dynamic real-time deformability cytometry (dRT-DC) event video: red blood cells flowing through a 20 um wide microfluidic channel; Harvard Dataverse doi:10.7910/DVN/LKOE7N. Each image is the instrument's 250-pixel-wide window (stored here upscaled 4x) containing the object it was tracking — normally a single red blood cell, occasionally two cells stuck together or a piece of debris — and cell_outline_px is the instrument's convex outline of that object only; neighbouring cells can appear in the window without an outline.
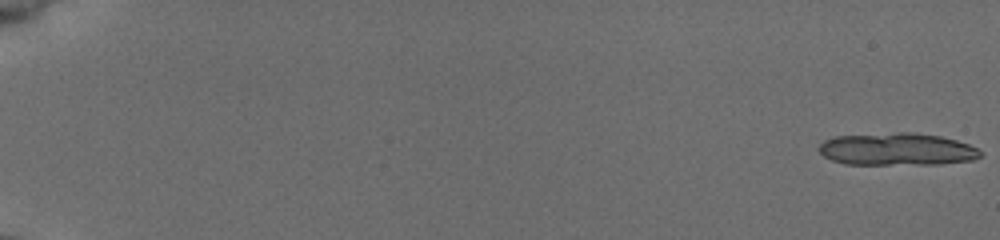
{"species": "common noctule bat (a hibernating species)", "species_latin": "Nyctalus noctula", "temperature_condition": "cold", "stored_images_in_passage": 16, "camera_frame_rate_fps": 3000, "um_per_image_px": 0.085, "animal": {"sex": "female", "body_mass_g": 19.5, "forearm_length_mm": 54.1}, "frame": {"image": 1, "passage_image": 1, "time_ms": 0.0, "image_size_px": [1000, 240], "cell_outline_px": [[980, 156], [972, 160], [940, 164], [844, 164], [832, 160], [824, 156], [820, 152], [820, 144], [824, 140], [836, 136], [900, 132], [916, 132], [940, 136], [956, 140], [968, 144], [976, 148], [980, 152]], "centroid_in_image_um": [76.23, 12.68], "position_along_channel_um": 8.8, "area_um2": 30.4}}
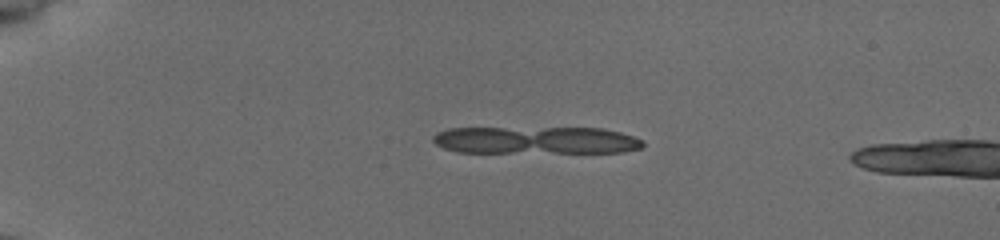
{"frame": {"image": 2, "passage_image": 14, "time_ms": 4.333, "image_size_px": [1000, 240], "cell_outline_px": [[644, 148], [624, 152], [456, 152], [444, 148], [436, 144], [432, 140], [432, 136], [436, 132], [448, 128], [600, 128], [620, 132], [644, 140]], "centroid_in_image_um": [45.56, 11.92], "position_along_channel_um": 39.4, "area_um2": 33.64}}